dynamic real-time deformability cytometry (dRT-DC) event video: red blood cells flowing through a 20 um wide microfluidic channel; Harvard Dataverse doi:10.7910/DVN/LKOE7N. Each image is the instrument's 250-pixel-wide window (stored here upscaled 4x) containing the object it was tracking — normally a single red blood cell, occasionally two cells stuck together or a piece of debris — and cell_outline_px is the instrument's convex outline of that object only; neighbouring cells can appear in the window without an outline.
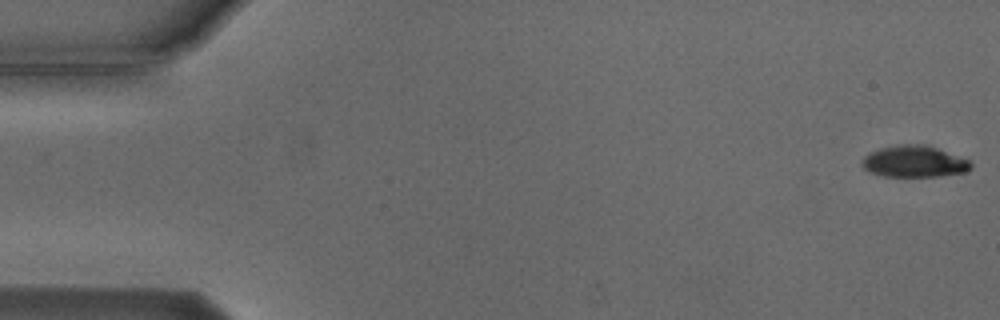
{"species": "Egyptian fruit bat (a non-hibernating species)", "species_latin": "Rousettus aegyptiacus", "temperature_condition": "cold", "stored_images_in_passage": 2, "camera_frame_rate_fps": 3000, "um_per_image_px": 0.085, "animal": {"sex": "male"}, "frame": {"image": 1, "passage_image": 2, "time_ms": 1.333, "image_size_px": [1000, 320], "cell_outline_px": [[972, 168], [964, 172], [940, 176], [884, 176], [872, 172], [864, 168], [860, 160], [868, 152], [880, 148], [900, 144], [924, 144], [936, 148], [968, 160], [972, 164]], "centroid_in_image_um": [77.67, 13.72], "position_along_channel_um": 7.3, "area_um2": 19.83}}